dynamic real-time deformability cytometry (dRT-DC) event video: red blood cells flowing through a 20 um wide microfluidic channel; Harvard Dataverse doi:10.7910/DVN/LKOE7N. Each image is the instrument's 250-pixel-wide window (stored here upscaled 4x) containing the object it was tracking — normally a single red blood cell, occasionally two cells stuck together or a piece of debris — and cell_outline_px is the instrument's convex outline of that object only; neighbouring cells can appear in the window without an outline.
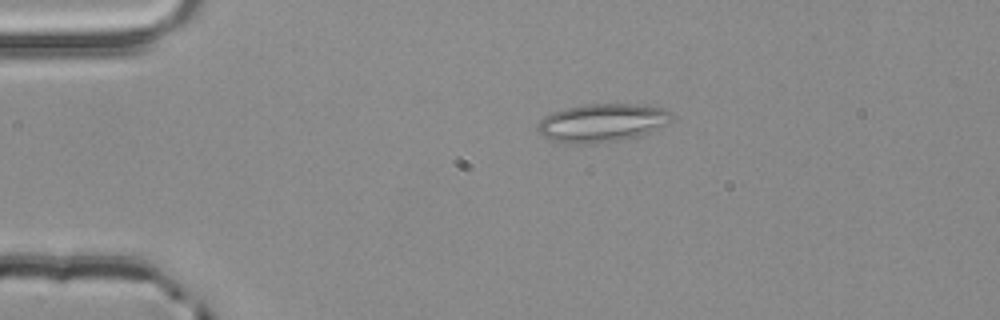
{"species": "common noctule bat (a hibernating species)", "species_latin": "Nyctalus noctula", "temperature_condition": "room temperature", "stored_images_in_passage": 43, "camera_frame_rate_fps": 3000, "um_per_image_px": 0.085, "animal": {"sex": "male", "body_mass_g": 20.4}, "frame": {"image": 1, "passage_image": 1, "time_ms": 0.0, "image_size_px": [1000, 320], "cell_outline_px": [[668, 120], [664, 124], [648, 132], [636, 136], [620, 140], [584, 144], [568, 144], [552, 140], [544, 136], [536, 128], [540, 120], [544, 116], [552, 112], [564, 108], [584, 104], [636, 104], [664, 108], [668, 112]], "centroid_in_image_um": [51.07, 10.43], "position_along_channel_um": 33.9, "area_um2": 29.36}}
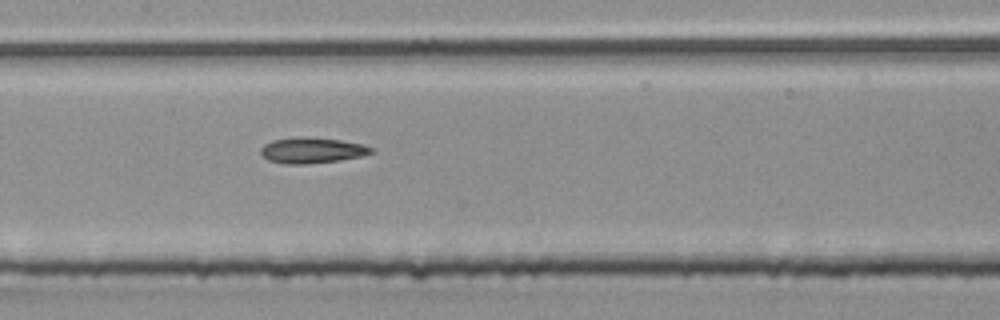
{"frame": {"image": 2, "passage_image": 16, "time_ms": 5.0, "image_size_px": [1000, 320], "cell_outline_px": [[376, 152], [364, 156], [340, 160], [308, 164], [284, 164], [268, 160], [260, 156], [260, 148], [264, 144], [272, 140], [340, 140], [360, 144], [376, 148]], "centroid_in_image_um": [26.56, 12.85], "position_along_channel_um": 180.8, "area_um2": 15.9}}
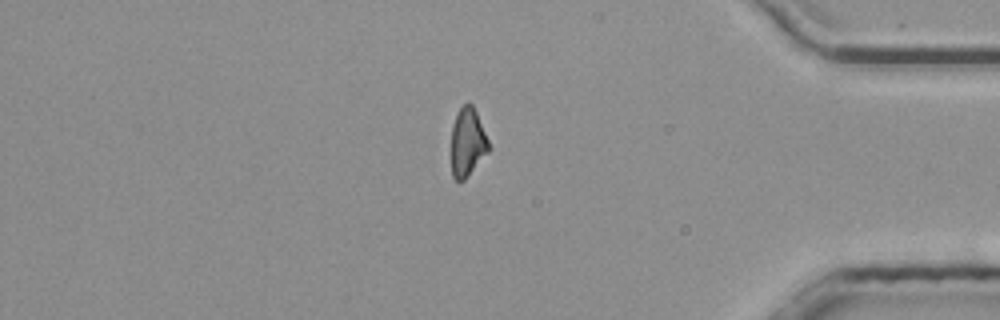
{"frame": {"image": 3, "passage_image": 35, "time_ms": 11.333, "image_size_px": [1000, 320], "cell_outline_px": [[492, 148], [468, 176], [464, 180], [456, 180], [452, 176], [452, 124], [456, 112], [468, 100], [472, 104], [476, 112]], "centroid_in_image_um": [39.75, 12.07], "position_along_channel_um": 395.4, "area_um2": 15.09}, "authors_computed_cell_mechanics": {"area_um2": 16.184, "velocity_mm_per_s": 3.8876, "shape_relaxation_time_tau1_ms": null, "shape_relaxation_time_tau2_ms": 4.7699, "deformation_change_tau1": null, "deformation_change_tau2": 0.1442}}